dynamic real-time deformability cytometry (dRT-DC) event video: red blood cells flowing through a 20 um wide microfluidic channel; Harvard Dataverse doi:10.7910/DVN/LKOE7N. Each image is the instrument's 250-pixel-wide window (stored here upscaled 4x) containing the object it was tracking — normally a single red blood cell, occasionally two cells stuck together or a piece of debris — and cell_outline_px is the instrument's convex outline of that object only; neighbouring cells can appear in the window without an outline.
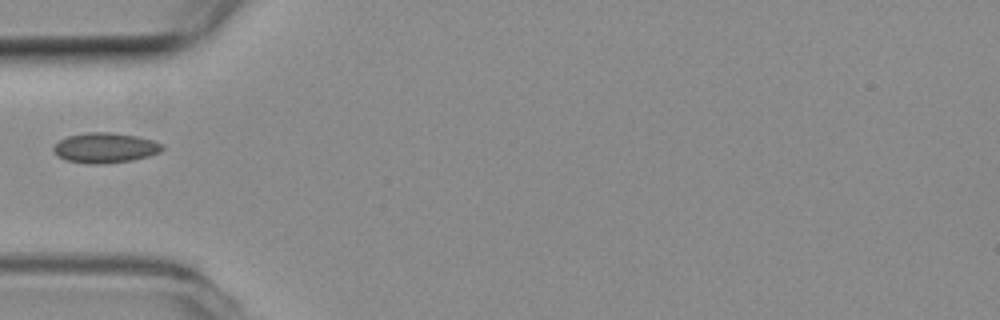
{"species": "common noctule bat (a hibernating species)", "species_latin": "Nyctalus noctula", "temperature_condition": "room temperature", "stored_images_in_passage": 37, "camera_frame_rate_fps": 3000, "um_per_image_px": 0.085, "animal": {"sex": "female", "body_mass_g": 19.3, "forearm_length_mm": 54.1}, "frame": {"image": 1, "passage_image": 1, "time_ms": 0.0, "image_size_px": [1000, 320], "cell_outline_px": [[164, 148], [160, 152], [148, 156], [132, 160], [100, 164], [92, 164], [68, 160], [60, 156], [52, 148], [60, 140], [68, 136], [88, 132], [112, 132], [136, 136], [152, 140], [164, 144]], "centroid_in_image_um": [8.99, 12.55], "position_along_channel_um": 76.0, "area_um2": 18.84}}
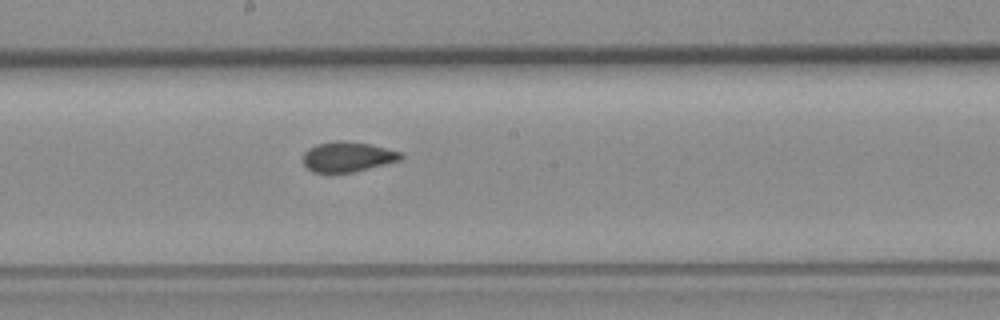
{"frame": {"image": 2, "passage_image": 12, "time_ms": 3.667, "image_size_px": [1000, 320], "cell_outline_px": [[404, 156], [400, 160], [352, 172], [332, 176], [312, 172], [304, 164], [304, 152], [308, 148], [316, 144], [336, 140], [340, 140], [368, 144], [400, 152]], "centroid_in_image_um": [29.47, 13.36], "position_along_channel_um": 218.7, "area_um2": 17.4}}
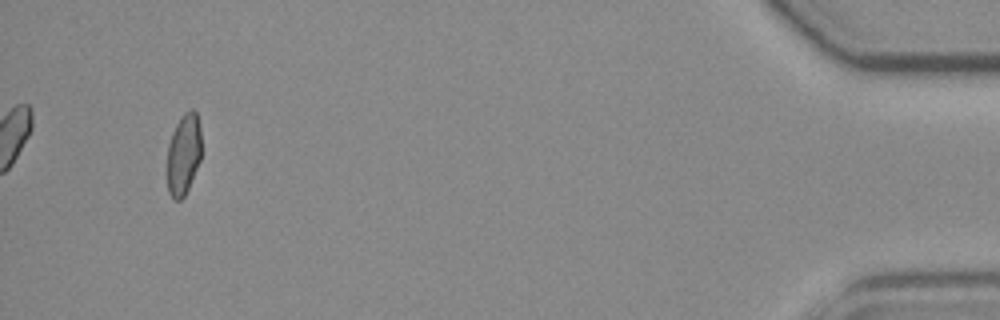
{"frame": {"image": 3, "passage_image": 34, "time_ms": 11.0, "image_size_px": [1000, 320], "cell_outline_px": [[200, 160], [188, 188], [184, 196], [180, 200], [176, 200], [168, 192], [168, 144], [172, 132], [180, 116], [184, 112], [192, 108], [196, 112], [200, 124]], "centroid_in_image_um": [15.6, 13.06], "position_along_channel_um": 419.6, "area_um2": 16.07}}